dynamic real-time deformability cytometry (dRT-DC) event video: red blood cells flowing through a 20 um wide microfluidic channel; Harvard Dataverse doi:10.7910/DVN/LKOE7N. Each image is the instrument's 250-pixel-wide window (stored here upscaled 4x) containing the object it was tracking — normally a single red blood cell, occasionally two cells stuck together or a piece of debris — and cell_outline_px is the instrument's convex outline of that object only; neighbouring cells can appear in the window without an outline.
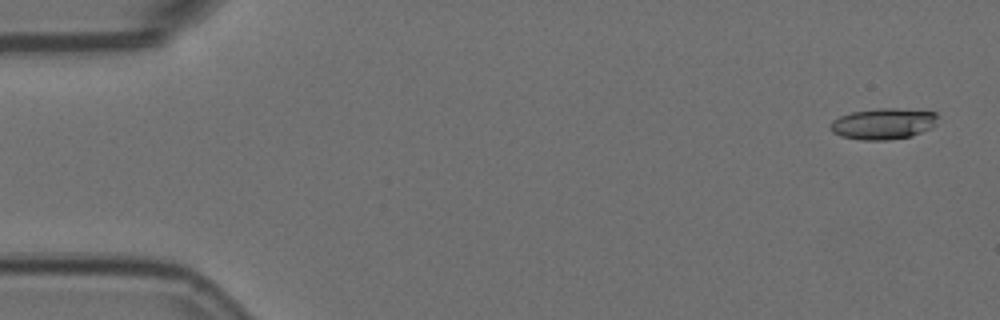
{"species": "Egyptian fruit bat (a non-hibernating species)", "species_latin": "Rousettus aegyptiacus", "temperature_condition": "room temperature", "stored_images_in_passage": 5, "camera_frame_rate_fps": 3000, "um_per_image_px": 0.085, "animal": {"sex": "female"}, "frame": {"image": 1, "passage_image": 1, "time_ms": 0.0, "image_size_px": [1000, 320], "cell_outline_px": [[940, 116], [932, 128], [912, 136], [888, 140], [860, 140], [840, 136], [832, 132], [828, 128], [832, 120], [840, 116], [852, 112], [876, 108], [896, 108], [936, 112]], "centroid_in_image_um": [75.08, 10.52], "position_along_channel_um": 9.9, "area_um2": 19.77}}
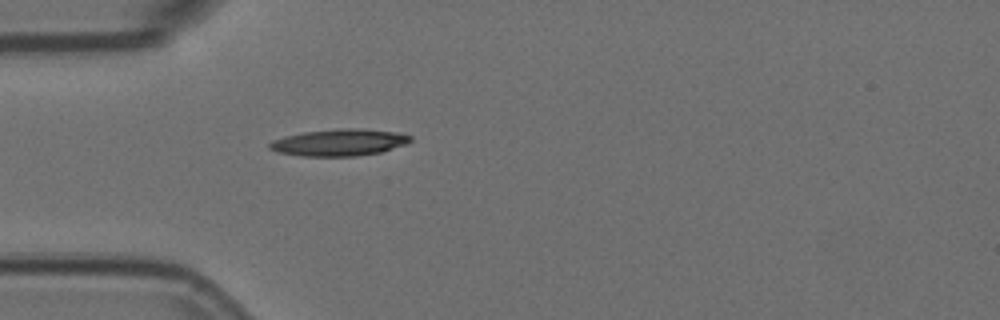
{"frame": {"image": 2, "passage_image": 5, "time_ms": 1.333, "image_size_px": [1000, 320], "cell_outline_px": [[412, 140], [404, 144], [380, 152], [356, 156], [300, 156], [276, 152], [268, 148], [268, 144], [272, 140], [284, 136], [304, 132], [336, 128], [360, 128], [400, 132], [412, 136]], "centroid_in_image_um": [28.81, 12.1], "position_along_channel_um": 56.2, "area_um2": 22.2}}